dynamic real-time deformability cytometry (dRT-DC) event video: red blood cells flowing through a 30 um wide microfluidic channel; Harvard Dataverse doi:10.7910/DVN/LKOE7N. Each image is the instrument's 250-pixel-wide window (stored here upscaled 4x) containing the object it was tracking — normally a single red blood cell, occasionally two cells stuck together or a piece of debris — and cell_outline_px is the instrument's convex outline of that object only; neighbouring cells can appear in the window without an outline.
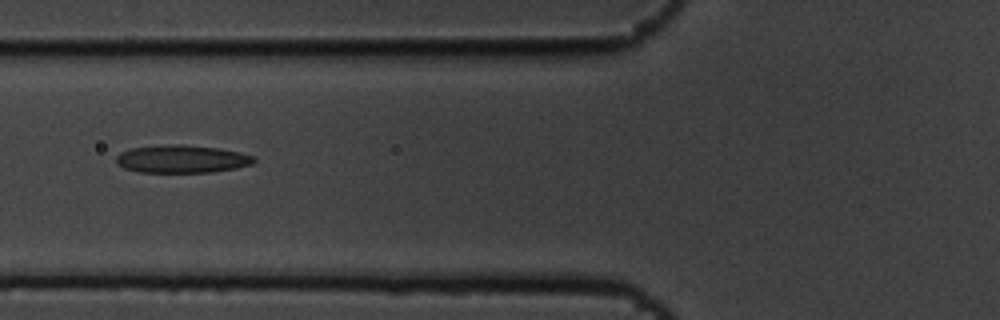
{"species": "common noctule bat (a hibernating species)", "species_latin": "Nyctalus noctula", "temperature_condition": "cold", "stored_images_in_passage": 12, "camera_frame_rate_fps": 3000, "um_per_image_px": 0.085, "animal": {"sex": "male", "body_mass_g": 19.5, "forearm_length_mm": 54.6}, "frame": {"image": 1, "passage_image": 3, "time_ms": 0.667, "image_size_px": [1000, 320], "cell_outline_px": [[256, 160], [252, 164], [236, 168], [212, 172], [140, 172], [124, 168], [116, 164], [116, 156], [120, 152], [132, 148], [164, 144], [184, 144], [216, 148], [240, 152], [256, 156]], "centroid_in_image_um": [15.45, 13.51], "position_along_channel_um": 110.3, "area_um2": 22.48}}
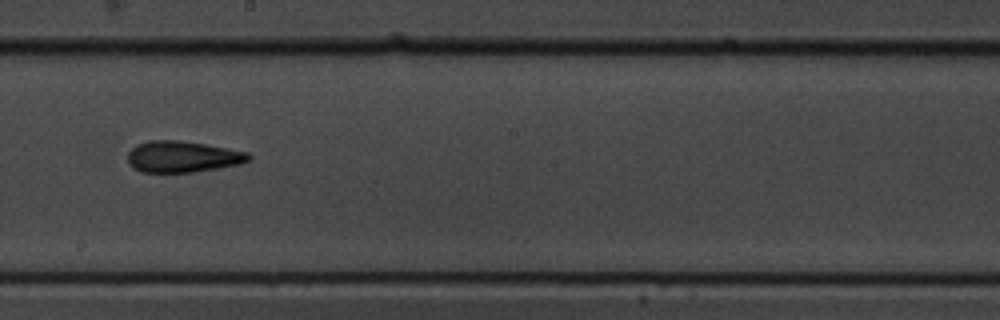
{"frame": {"image": 2, "passage_image": 6, "time_ms": 1.667, "image_size_px": [1000, 320], "cell_outline_px": [[252, 160], [240, 164], [192, 172], [140, 172], [132, 168], [128, 164], [128, 152], [136, 144], [148, 140], [176, 140], [204, 144], [228, 148], [248, 152], [252, 156]], "centroid_in_image_um": [15.51, 13.32], "position_along_channel_um": 232.7, "area_um2": 22.2}}
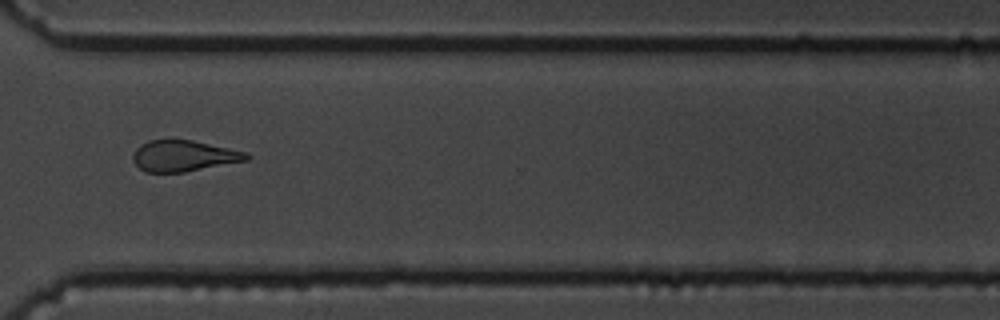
{"frame": {"image": 3, "passage_image": 9, "time_ms": 2.667, "image_size_px": [1000, 320], "cell_outline_px": [[252, 156], [248, 160], [184, 172], [144, 172], [132, 160], [132, 156], [136, 148], [140, 144], [148, 140], [192, 140], [248, 152]], "centroid_in_image_um": [15.62, 13.25], "position_along_channel_um": 355.0, "area_um2": 20.58}}